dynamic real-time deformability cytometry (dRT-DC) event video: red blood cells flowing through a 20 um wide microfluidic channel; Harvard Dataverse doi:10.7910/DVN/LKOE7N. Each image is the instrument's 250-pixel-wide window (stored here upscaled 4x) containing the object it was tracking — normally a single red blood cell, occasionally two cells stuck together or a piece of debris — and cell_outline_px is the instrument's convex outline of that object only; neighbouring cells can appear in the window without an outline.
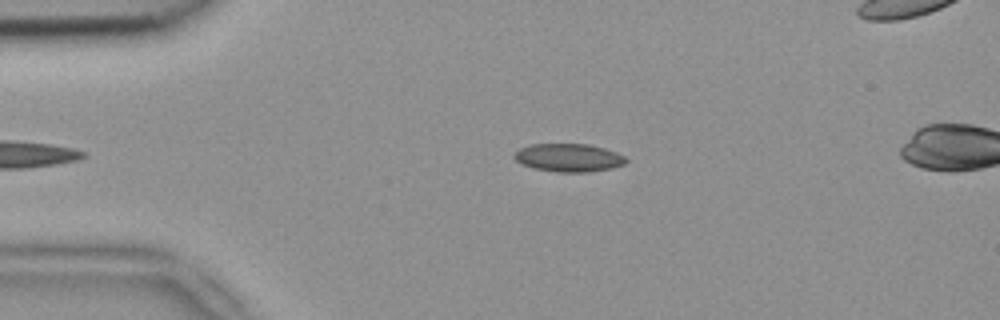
{"species": "common noctule bat (a hibernating species)", "species_latin": "Nyctalus noctula", "temperature_condition": "room temperature", "stored_images_in_passage": 37, "camera_frame_rate_fps": 3000, "um_per_image_px": 0.085, "animal": {"sex": "female", "body_mass_g": 18.4}, "frame": {"image": 1, "passage_image": 2, "time_ms": 0.333, "image_size_px": [1000, 320], "cell_outline_px": [[628, 160], [624, 164], [612, 168], [588, 172], [560, 172], [536, 168], [524, 164], [516, 160], [512, 156], [520, 148], [528, 144], [588, 144], [604, 148], [616, 152], [624, 156]], "centroid_in_image_um": [48.36, 13.39], "position_along_channel_um": 36.6, "area_um2": 18.15}}
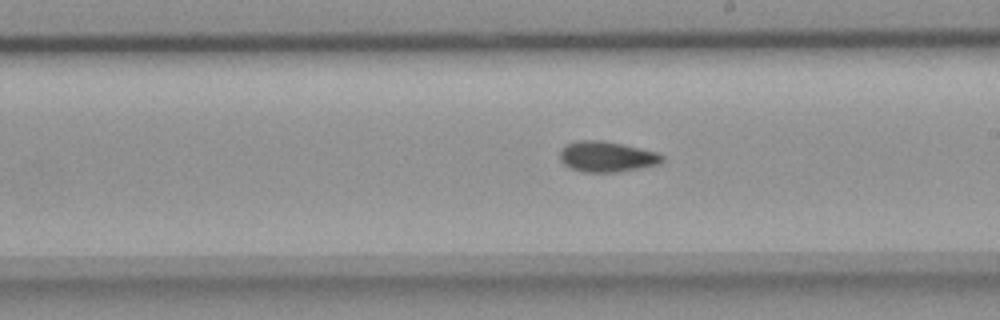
{"frame": {"image": 2, "passage_image": 20, "time_ms": 6.333, "image_size_px": [1000, 320], "cell_outline_px": [[664, 160], [660, 164], [640, 168], [616, 172], [580, 172], [568, 168], [560, 160], [560, 152], [564, 144], [576, 140], [600, 140], [620, 144], [656, 152], [664, 156]], "centroid_in_image_um": [51.53, 13.32], "position_along_channel_um": 237.5, "area_um2": 18.32}}
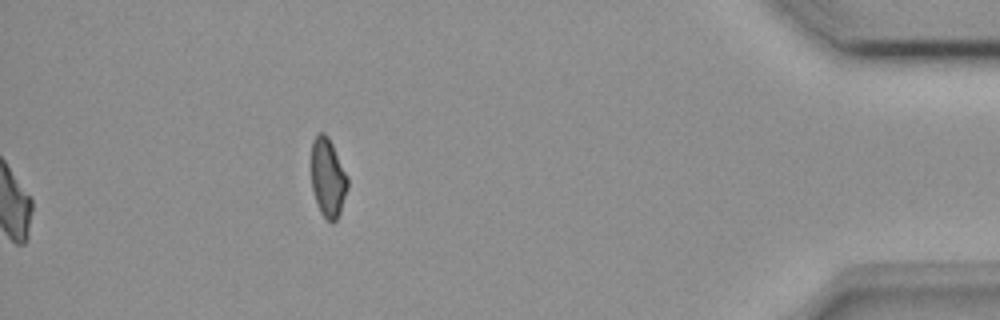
{"frame": {"image": 3, "passage_image": 37, "time_ms": 12.0, "image_size_px": [1000, 320], "cell_outline_px": [[348, 188], [340, 212], [336, 220], [332, 224], [320, 212], [316, 204], [312, 188], [312, 140], [316, 132], [324, 132], [328, 136], [348, 176]], "centroid_in_image_um": [27.87, 15.09], "position_along_channel_um": 407.3, "area_um2": 16.82}, "authors_computed_cell_mechanics": {"area_um2": 18.1492, "velocity_mm_per_s": 3.9199, "shape_relaxation_time_tau1_ms": null, "shape_relaxation_time_tau2_ms": 3.3626, "deformation_change_tau1": null, "deformation_change_tau2": 0.0878}}